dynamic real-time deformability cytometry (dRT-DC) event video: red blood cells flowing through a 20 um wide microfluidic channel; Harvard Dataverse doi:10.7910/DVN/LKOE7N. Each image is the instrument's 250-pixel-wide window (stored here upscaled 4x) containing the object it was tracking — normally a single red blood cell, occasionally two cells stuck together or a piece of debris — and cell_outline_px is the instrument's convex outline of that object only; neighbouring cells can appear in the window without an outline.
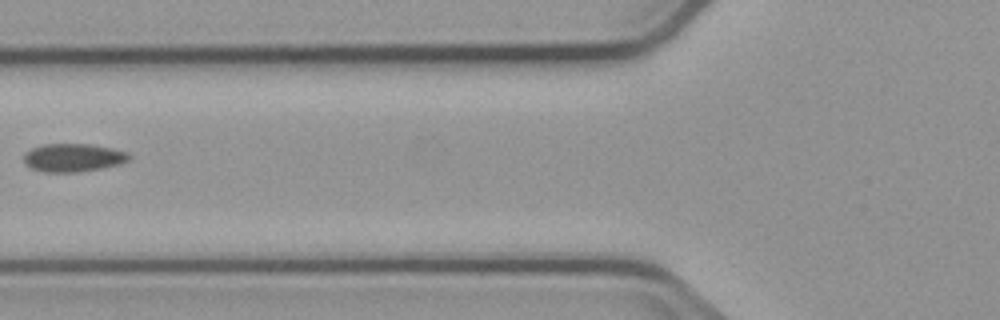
{"species": "common noctule bat (a hibernating species)", "species_latin": "Nyctalus noctula", "temperature_condition": "cold", "stored_images_in_passage": 3, "camera_frame_rate_fps": 3000, "um_per_image_px": 0.085, "animal": {"sex": "male", "body_mass_g": 23.1, "forearm_length_mm": 52.7}, "frame": {"image": 1, "passage_image": 3, "time_ms": 2.333, "image_size_px": [1000, 320], "cell_outline_px": [[132, 156], [128, 160], [120, 164], [104, 168], [80, 172], [44, 172], [32, 168], [24, 164], [24, 152], [32, 148], [44, 144], [88, 144], [112, 148], [128, 152]], "centroid_in_image_um": [6.23, 13.4], "position_along_channel_um": 119.6, "area_um2": 17.46}}